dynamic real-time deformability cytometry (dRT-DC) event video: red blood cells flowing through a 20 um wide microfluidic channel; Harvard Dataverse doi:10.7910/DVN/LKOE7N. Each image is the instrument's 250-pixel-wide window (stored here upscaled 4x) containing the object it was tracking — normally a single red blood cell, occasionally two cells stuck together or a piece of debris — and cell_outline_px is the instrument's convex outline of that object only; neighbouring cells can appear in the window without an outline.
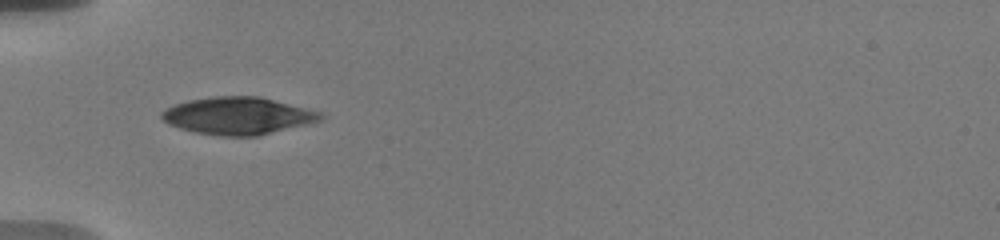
{"species": "human", "species_latin": "Homo sapiens", "temperature_condition": "warm", "stored_images_in_passage": 19, "camera_frame_rate_fps": 3000, "um_per_image_px": 0.085, "donor": {"sex": "male"}, "frame": {"image": 1, "passage_image": 1, "time_ms": 0.0, "image_size_px": [1000, 240], "cell_outline_px": [[324, 120], [312, 124], [256, 136], [220, 136], [196, 132], [180, 128], [168, 124], [160, 116], [160, 112], [164, 108], [188, 100], [212, 96], [260, 96], [324, 112]], "centroid_in_image_um": [20.29, 9.84], "position_along_channel_um": 64.7, "area_um2": 35.08}}
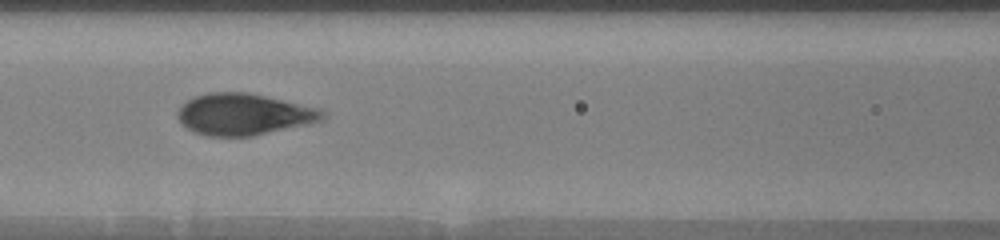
{"frame": {"image": 2, "passage_image": 9, "time_ms": 2.333, "image_size_px": [1000, 240], "cell_outline_px": [[328, 116], [324, 120], [308, 124], [252, 136], [208, 136], [196, 132], [188, 128], [176, 116], [176, 112], [192, 96], [208, 92], [244, 92], [264, 96], [320, 108], [328, 112]], "centroid_in_image_um": [20.77, 9.71], "position_along_channel_um": 145.8, "area_um2": 35.03}}
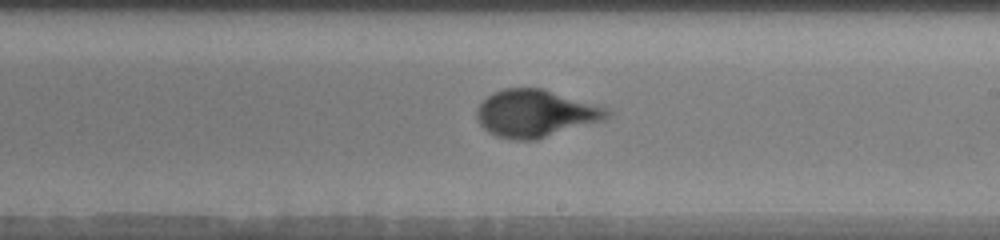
{"frame": {"image": 3, "passage_image": 18, "time_ms": 5.0, "image_size_px": [1000, 240], "cell_outline_px": [[612, 112], [604, 120], [536, 140], [512, 140], [496, 136], [488, 132], [476, 120], [476, 108], [492, 92], [504, 88], [544, 88], [604, 104]], "centroid_in_image_um": [45.58, 9.62], "position_along_channel_um": 243.4, "area_um2": 36.82}}